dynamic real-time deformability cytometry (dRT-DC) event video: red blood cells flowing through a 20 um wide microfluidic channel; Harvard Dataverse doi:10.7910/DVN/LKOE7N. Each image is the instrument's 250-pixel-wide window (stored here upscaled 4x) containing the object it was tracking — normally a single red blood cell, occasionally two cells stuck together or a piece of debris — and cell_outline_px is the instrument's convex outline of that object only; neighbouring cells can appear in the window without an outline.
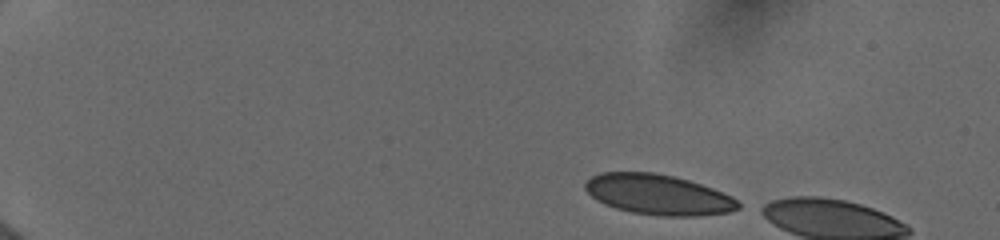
{"species": "human", "species_latin": "Homo sapiens", "temperature_condition": "cold", "stored_images_in_passage": 9, "camera_frame_rate_fps": 3000, "um_per_image_px": 0.085, "donor": {"sex": "female"}, "frame": {"image": 1, "passage_image": 1, "time_ms": 0.0, "image_size_px": [1000, 240], "cell_outline_px": [[740, 208], [728, 212], [700, 216], [664, 216], [632, 212], [616, 208], [604, 204], [596, 200], [584, 188], [584, 184], [592, 176], [600, 172], [652, 172], [672, 176], [688, 180], [712, 188], [732, 196], [740, 204]], "centroid_in_image_um": [55.94, 16.54], "position_along_channel_um": 29.1, "area_um2": 35.78}}